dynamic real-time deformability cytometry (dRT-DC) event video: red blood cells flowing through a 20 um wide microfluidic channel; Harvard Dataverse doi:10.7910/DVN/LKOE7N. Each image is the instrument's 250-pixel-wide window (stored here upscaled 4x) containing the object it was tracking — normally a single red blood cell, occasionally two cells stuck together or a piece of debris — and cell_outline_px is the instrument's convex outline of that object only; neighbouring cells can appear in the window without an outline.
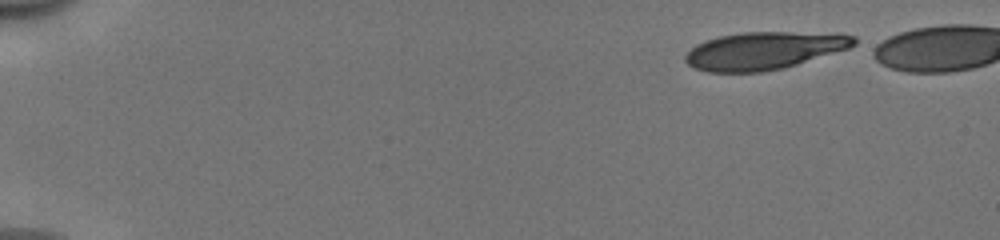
{"species": "human", "species_latin": "Homo sapiens", "temperature_condition": "cold", "stored_images_in_passage": 37, "camera_frame_rate_fps": 3000, "um_per_image_px": 0.085, "donor": {"sex": "male"}, "frame": {"image": 1, "passage_image": 1, "time_ms": 0.0, "image_size_px": [1000, 240], "cell_outline_px": [[856, 44], [848, 48], [784, 68], [764, 72], [708, 72], [696, 68], [688, 64], [684, 60], [684, 56], [696, 44], [720, 36], [744, 32], [788, 32], [856, 36]], "centroid_in_image_um": [64.88, 4.32], "position_along_channel_um": 20.1, "area_um2": 36.36}}
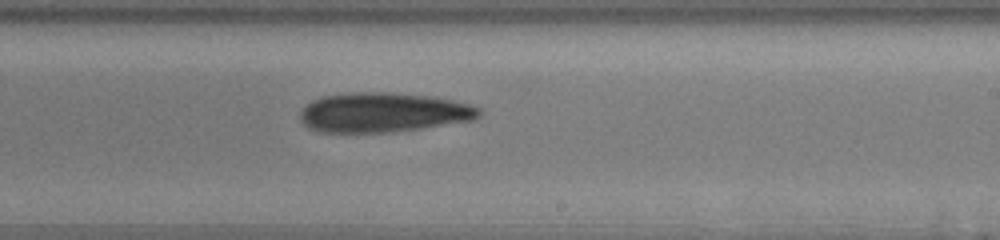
{"frame": {"image": 2, "passage_image": 25, "time_ms": 8.0, "image_size_px": [1000, 240], "cell_outline_px": [[484, 112], [480, 116], [472, 120], [420, 128], [392, 132], [316, 132], [308, 128], [300, 120], [300, 112], [312, 100], [320, 96], [352, 92], [384, 92], [428, 96], [452, 100], [468, 104], [480, 108]], "centroid_in_image_um": [32.54, 9.56], "position_along_channel_um": 256.5, "area_um2": 41.27}}
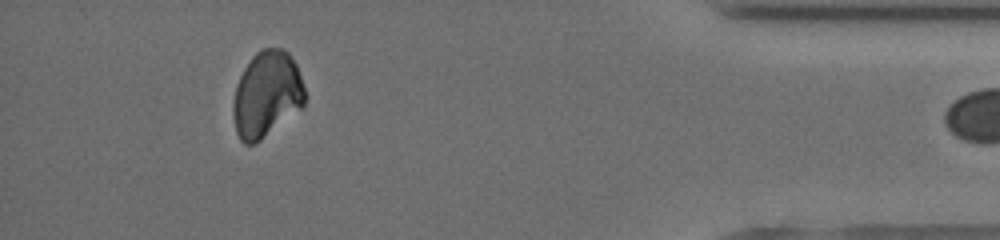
{"frame": {"image": 3, "passage_image": 36, "time_ms": 11.667, "image_size_px": [1000, 240], "cell_outline_px": [[304, 108], [260, 140], [252, 144], [244, 144], [240, 140], [236, 132], [232, 112], [232, 104], [236, 84], [244, 68], [252, 56], [256, 52], [264, 48], [284, 48], [288, 52], [296, 64], [304, 88]], "centroid_in_image_um": [22.66, 8.03], "position_along_channel_um": 412.5, "area_um2": 36.24}}